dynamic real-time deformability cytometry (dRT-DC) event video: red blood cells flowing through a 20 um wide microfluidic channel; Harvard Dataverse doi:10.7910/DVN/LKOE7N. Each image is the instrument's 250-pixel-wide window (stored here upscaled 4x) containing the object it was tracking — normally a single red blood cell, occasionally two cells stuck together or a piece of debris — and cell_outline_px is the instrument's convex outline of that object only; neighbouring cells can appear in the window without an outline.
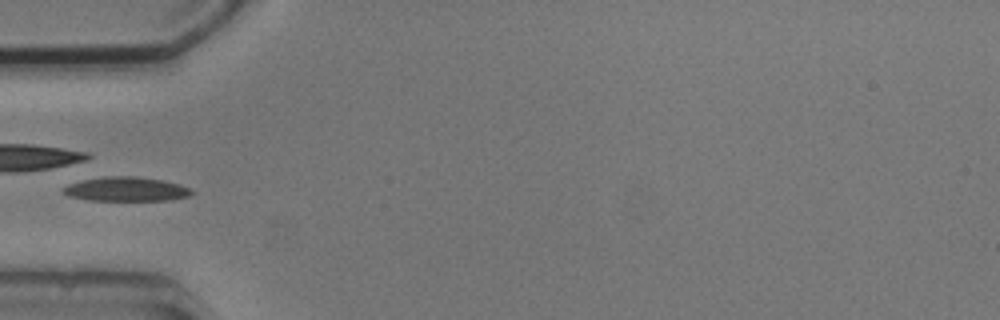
{"species": "common noctule bat (a hibernating species)", "species_latin": "Nyctalus noctula", "temperature_condition": "cold", "stored_images_in_passage": 6, "camera_frame_rate_fps": 3000, "um_per_image_px": 0.085, "animal": {"sex": "male", "body_mass_g": 20.5, "forearm_length_mm": 52.5}, "frame": {"image": 1, "passage_image": 5, "time_ms": 4.667, "image_size_px": [1000, 320], "cell_outline_px": [[192, 192], [188, 196], [168, 200], [88, 200], [68, 196], [64, 192], [64, 188], [68, 184], [84, 180], [104, 176], [136, 176], [160, 180], [180, 184], [192, 188]], "centroid_in_image_um": [10.73, 16.07], "position_along_channel_um": 74.3, "area_um2": 17.92}}